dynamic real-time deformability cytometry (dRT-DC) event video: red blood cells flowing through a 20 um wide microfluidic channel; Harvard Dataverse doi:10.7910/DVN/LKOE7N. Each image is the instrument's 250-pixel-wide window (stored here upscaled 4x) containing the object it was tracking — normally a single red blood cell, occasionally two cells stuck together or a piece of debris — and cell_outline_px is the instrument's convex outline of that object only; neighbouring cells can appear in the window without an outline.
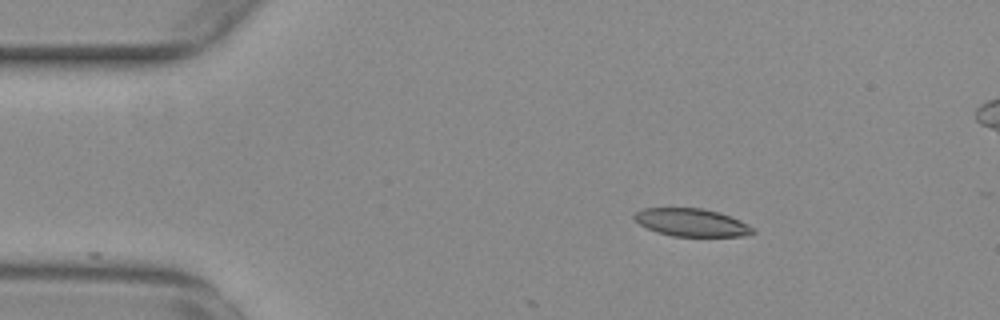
{"species": "common noctule bat (a hibernating species)", "species_latin": "Nyctalus noctula", "temperature_condition": "warm", "stored_images_in_passage": 4, "camera_frame_rate_fps": 3000, "um_per_image_px": 0.085, "animal": {"sex": "female", "body_mass_g": 29.2, "forearm_length_mm": 56.3}, "frame": {"image": 1, "passage_image": 1, "time_ms": 0.0, "image_size_px": [1000, 320], "cell_outline_px": [[756, 232], [740, 236], [672, 236], [656, 232], [640, 224], [632, 216], [636, 212], [644, 208], [700, 208], [720, 212], [740, 220], [756, 228]], "centroid_in_image_um": [58.81, 18.91], "position_along_channel_um": 26.2, "area_um2": 19.19}}